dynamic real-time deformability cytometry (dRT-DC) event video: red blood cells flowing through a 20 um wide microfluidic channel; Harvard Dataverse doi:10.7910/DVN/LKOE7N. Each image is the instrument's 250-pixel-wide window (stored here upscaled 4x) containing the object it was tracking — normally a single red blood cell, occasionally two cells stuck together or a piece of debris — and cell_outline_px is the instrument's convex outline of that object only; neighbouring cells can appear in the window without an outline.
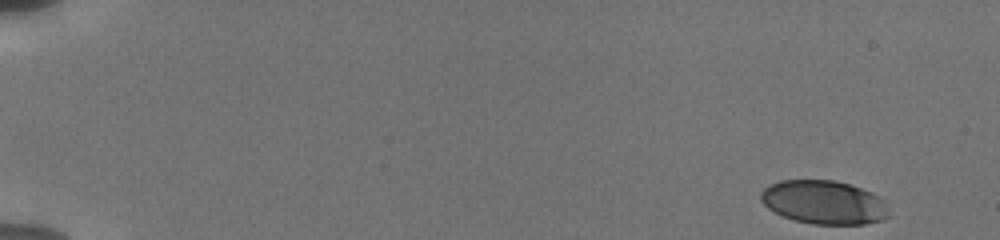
{"species": "human", "species_latin": "Homo sapiens", "temperature_condition": "cold", "stored_images_in_passage": 12, "camera_frame_rate_fps": 3000, "um_per_image_px": 0.085, "donor": {"sex": "male"}, "frame": {"image": 1, "passage_image": 1, "time_ms": 0.0, "image_size_px": [1000, 240], "cell_outline_px": [[888, 216], [884, 220], [864, 224], [812, 224], [796, 220], [784, 216], [768, 208], [760, 200], [760, 192], [764, 188], [780, 180], [836, 180], [852, 184], [872, 192], [880, 196], [884, 200]], "centroid_in_image_um": [70.05, 17.18], "position_along_channel_um": 14.9, "area_um2": 32.66}}
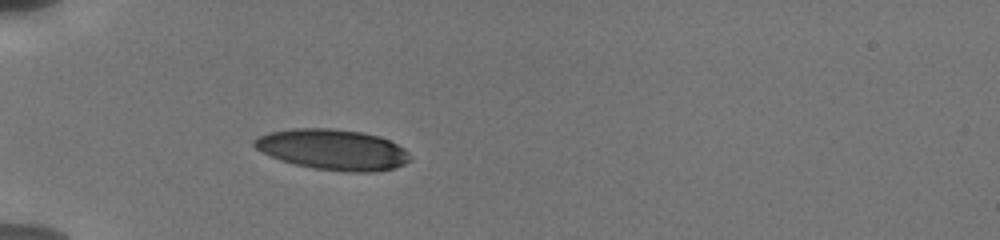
{"frame": {"image": 2, "passage_image": 12, "time_ms": 5.0, "image_size_px": [1000, 240], "cell_outline_px": [[412, 160], [396, 168], [372, 172], [348, 172], [316, 168], [296, 164], [280, 160], [256, 148], [252, 144], [252, 140], [268, 132], [292, 128], [332, 128], [364, 132], [380, 136], [404, 148], [408, 152]], "centroid_in_image_um": [28.32, 12.7], "position_along_channel_um": 56.7, "area_um2": 36.93}}